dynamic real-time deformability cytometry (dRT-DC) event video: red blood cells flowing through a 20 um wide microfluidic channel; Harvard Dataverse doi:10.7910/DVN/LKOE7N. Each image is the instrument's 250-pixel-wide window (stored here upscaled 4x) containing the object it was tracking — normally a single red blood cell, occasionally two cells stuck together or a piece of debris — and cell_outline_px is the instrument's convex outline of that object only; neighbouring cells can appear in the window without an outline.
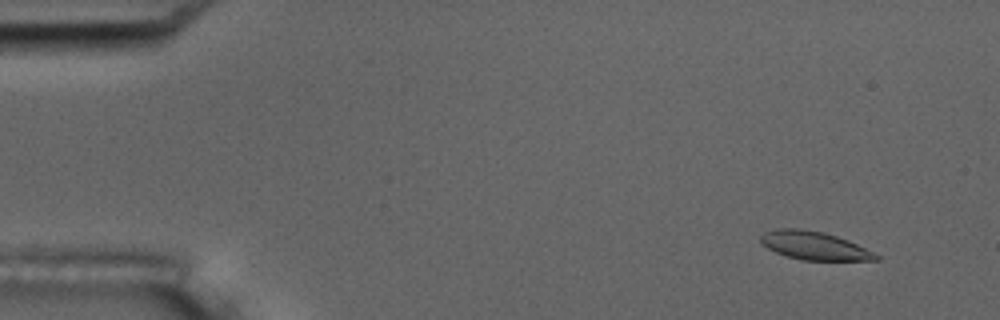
{"species": "common noctule bat (a hibernating species)", "species_latin": "Nyctalus noctula", "temperature_condition": "room temperature", "stored_images_in_passage": 55, "camera_frame_rate_fps": 3000, "um_per_image_px": 0.085, "animal": {"sex": "male", "body_mass_g": 17.5, "forearm_length_mm": 52.3}, "frame": {"image": 1, "passage_image": 5, "time_ms": 1.333, "image_size_px": [1000, 320], "cell_outline_px": [[880, 260], [800, 260], [776, 252], [768, 248], [760, 240], [760, 236], [764, 232], [776, 228], [800, 228], [824, 232], [848, 240], [880, 256]], "centroid_in_image_um": [69.19, 20.87], "position_along_channel_um": 15.8, "area_um2": 18.84}}
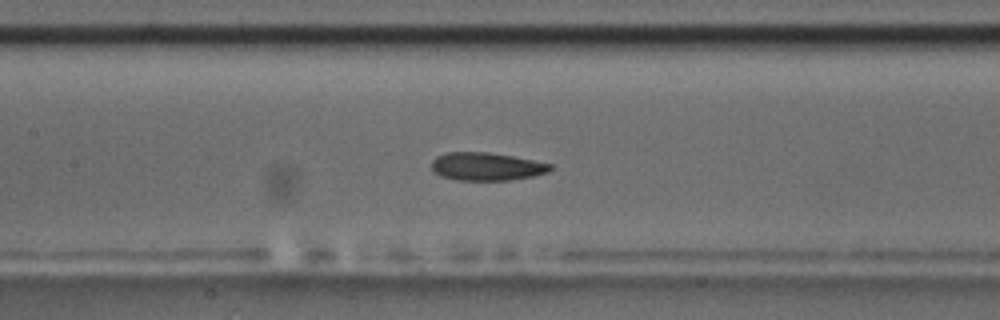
{"frame": {"image": 2, "passage_image": 26, "time_ms": 8.333, "image_size_px": [1000, 320], "cell_outline_px": [[556, 168], [548, 172], [532, 176], [508, 180], [456, 180], [440, 176], [432, 168], [432, 160], [436, 156], [448, 152], [488, 152], [512, 156], [552, 164]], "centroid_in_image_um": [41.37, 14.15], "position_along_channel_um": 166.0, "area_um2": 19.36}}
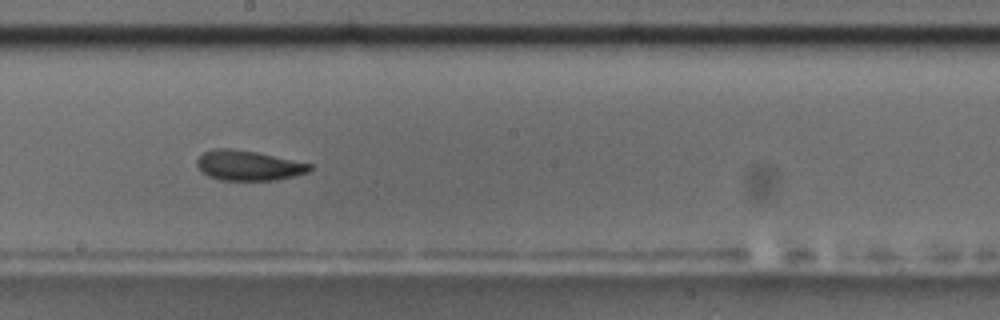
{"frame": {"image": 3, "passage_image": 31, "time_ms": 10.0, "image_size_px": [1000, 320], "cell_outline_px": [[312, 168], [308, 172], [296, 176], [276, 180], [220, 180], [208, 176], [196, 164], [196, 160], [204, 152], [216, 148], [228, 148], [256, 152], [312, 164]], "centroid_in_image_um": [21.13, 14.07], "position_along_channel_um": 227.1, "area_um2": 19.59}, "authors_computed_cell_mechanics": {"area_um2": 19.7676, "velocity_mm_per_s": 3.6933, "shape_relaxation_time_tau1_ms": 8.9464, "shape_relaxation_time_tau2_ms": 4.6423, "deformation_change_tau1": 0.1806, "deformation_change_tau2": 0.1065}}